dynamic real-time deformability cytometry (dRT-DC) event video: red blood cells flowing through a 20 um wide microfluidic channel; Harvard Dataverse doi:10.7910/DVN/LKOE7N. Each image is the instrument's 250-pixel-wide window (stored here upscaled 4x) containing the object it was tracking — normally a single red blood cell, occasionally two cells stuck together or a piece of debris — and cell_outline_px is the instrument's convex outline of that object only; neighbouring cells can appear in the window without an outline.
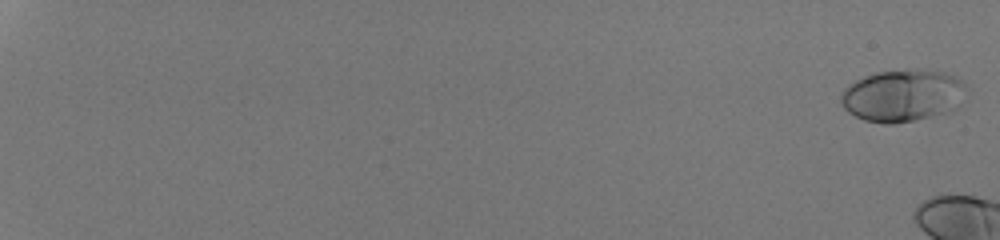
{"species": "human", "species_latin": "Homo sapiens", "temperature_condition": "room temperature", "stored_images_in_passage": 14, "camera_frame_rate_fps": 3000, "um_per_image_px": 0.085, "donor": {"sex": "male"}, "frame": {"image": 1, "passage_image": 1, "time_ms": 0.0, "image_size_px": [1000, 240], "cell_outline_px": [[968, 88], [960, 104], [956, 108], [948, 112], [912, 120], [892, 124], [884, 124], [864, 120], [848, 112], [844, 108], [840, 100], [840, 96], [844, 88], [856, 80], [864, 76], [876, 72], [916, 68], [944, 72], [956, 76]], "centroid_in_image_um": [76.73, 8.1], "position_along_channel_um": 8.3, "area_um2": 38.38}}